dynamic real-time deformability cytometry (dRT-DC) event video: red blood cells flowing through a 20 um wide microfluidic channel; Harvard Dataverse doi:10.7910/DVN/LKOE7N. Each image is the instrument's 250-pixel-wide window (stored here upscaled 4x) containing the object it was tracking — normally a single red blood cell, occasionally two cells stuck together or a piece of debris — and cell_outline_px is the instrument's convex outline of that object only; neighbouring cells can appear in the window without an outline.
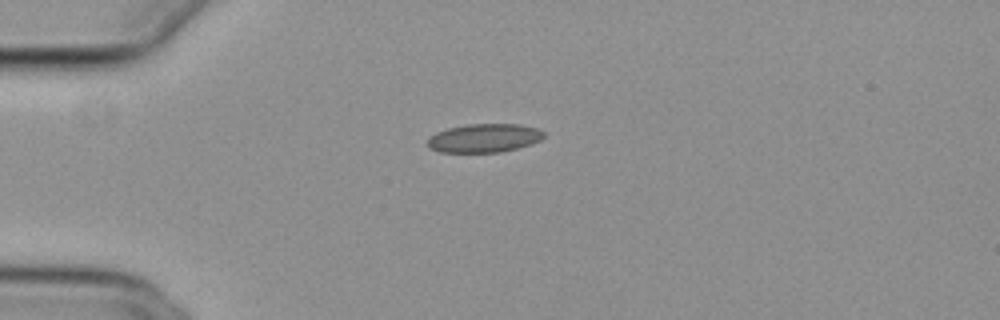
{"species": "common noctule bat (a hibernating species)", "species_latin": "Nyctalus noctula", "temperature_condition": "cold", "stored_images_in_passage": 12, "camera_frame_rate_fps": 3000, "um_per_image_px": 0.085, "animal": {"sex": "female", "body_mass_g": 29.2, "forearm_length_mm": 56.3}, "frame": {"image": 1, "passage_image": 1, "time_ms": 0.0, "image_size_px": [1000, 320], "cell_outline_px": [[544, 136], [540, 140], [516, 148], [500, 152], [440, 152], [428, 148], [428, 136], [436, 132], [448, 128], [464, 124], [520, 124], [536, 128], [544, 132]], "centroid_in_image_um": [41.1, 11.73], "position_along_channel_um": 43.9, "area_um2": 19.36}}
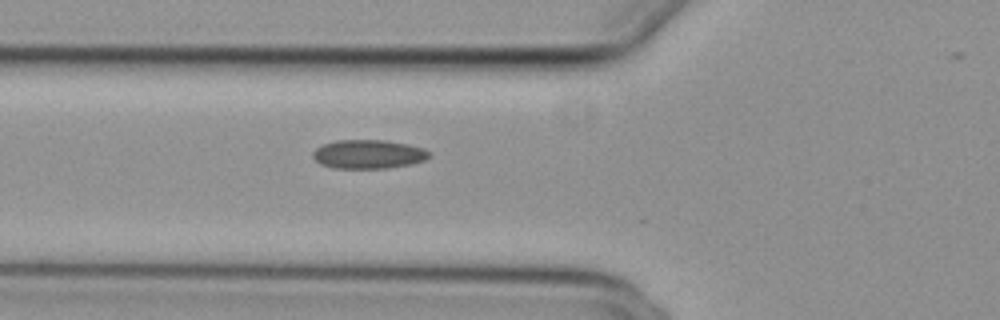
{"frame": {"image": 2, "passage_image": 7, "time_ms": 2.0, "image_size_px": [1000, 320], "cell_outline_px": [[432, 156], [424, 160], [412, 164], [384, 168], [336, 168], [320, 164], [312, 156], [312, 152], [316, 148], [324, 144], [336, 140], [384, 140], [408, 144], [424, 148], [432, 152]], "centroid_in_image_um": [31.35, 13.1], "position_along_channel_um": 94.5, "area_um2": 19.65}}
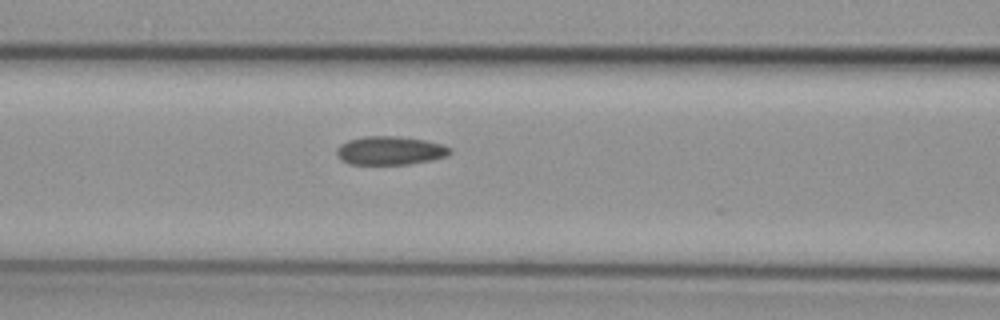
{"frame": {"image": 3, "passage_image": 10, "time_ms": 3.0, "image_size_px": [1000, 320], "cell_outline_px": [[452, 152], [448, 156], [432, 160], [408, 164], [348, 164], [340, 160], [336, 152], [336, 148], [340, 144], [348, 140], [364, 136], [400, 136], [424, 140], [440, 144], [452, 148]], "centroid_in_image_um": [33.15, 12.8], "position_along_channel_um": 133.5, "area_um2": 19.02}}